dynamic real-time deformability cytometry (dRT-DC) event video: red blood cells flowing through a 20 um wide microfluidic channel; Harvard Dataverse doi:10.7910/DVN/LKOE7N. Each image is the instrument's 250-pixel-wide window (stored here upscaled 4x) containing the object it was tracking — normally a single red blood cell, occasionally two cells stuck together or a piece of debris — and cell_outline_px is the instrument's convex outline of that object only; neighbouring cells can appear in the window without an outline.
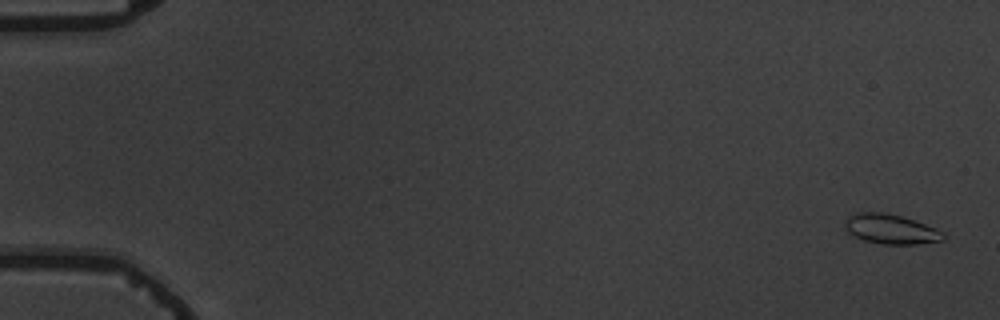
{"species": "common noctule bat (a hibernating species)", "species_latin": "Nyctalus noctula", "temperature_condition": "warm", "stored_images_in_passage": 5, "camera_frame_rate_fps": 3000, "um_per_image_px": 0.085, "animal": {"sex": "male", "body_mass_g": 19.5, "forearm_length_mm": 54.6}, "frame": {"image": 1, "passage_image": 1, "time_ms": 0.0, "image_size_px": [1000, 320], "cell_outline_px": [[944, 240], [916, 244], [880, 244], [864, 240], [848, 232], [844, 224], [848, 216], [856, 212], [884, 212], [900, 216], [936, 228], [944, 232]], "centroid_in_image_um": [75.71, 19.47], "position_along_channel_um": 9.3, "area_um2": 16.88}}
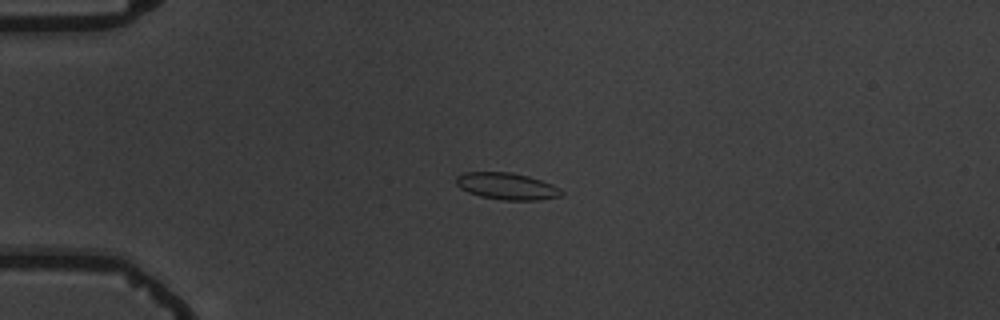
{"frame": {"image": 2, "passage_image": 4, "time_ms": 4.333, "image_size_px": [1000, 320], "cell_outline_px": [[564, 196], [536, 200], [500, 200], [480, 196], [468, 192], [460, 188], [456, 184], [456, 176], [464, 172], [512, 172], [528, 176], [552, 184], [560, 188], [564, 192]], "centroid_in_image_um": [43.09, 15.83], "position_along_channel_um": 41.9, "area_um2": 16.59}}